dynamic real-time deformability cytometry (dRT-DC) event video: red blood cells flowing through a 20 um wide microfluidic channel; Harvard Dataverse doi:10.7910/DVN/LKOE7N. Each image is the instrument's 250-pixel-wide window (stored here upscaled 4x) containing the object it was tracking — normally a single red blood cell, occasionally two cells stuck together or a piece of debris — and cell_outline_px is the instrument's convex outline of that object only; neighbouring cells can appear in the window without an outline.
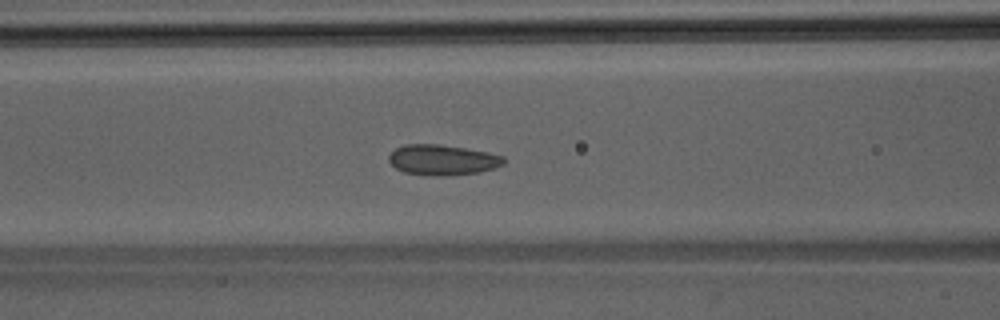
{"species": "Egyptian fruit bat (a non-hibernating species)", "species_latin": "Rousettus aegyptiacus", "temperature_condition": "room temperature", "stored_images_in_passage": 47, "camera_frame_rate_fps": 3000, "um_per_image_px": 0.085, "animal": {"sex": "male"}, "frame": {"image": 1, "passage_image": 20, "time_ms": 6.333, "image_size_px": [1000, 320], "cell_outline_px": [[508, 160], [504, 164], [496, 168], [480, 172], [436, 176], [404, 172], [396, 168], [388, 160], [388, 156], [396, 148], [404, 144], [440, 144], [488, 152], [504, 156]], "centroid_in_image_um": [37.65, 13.58], "position_along_channel_um": 128.9, "area_um2": 20.4}}
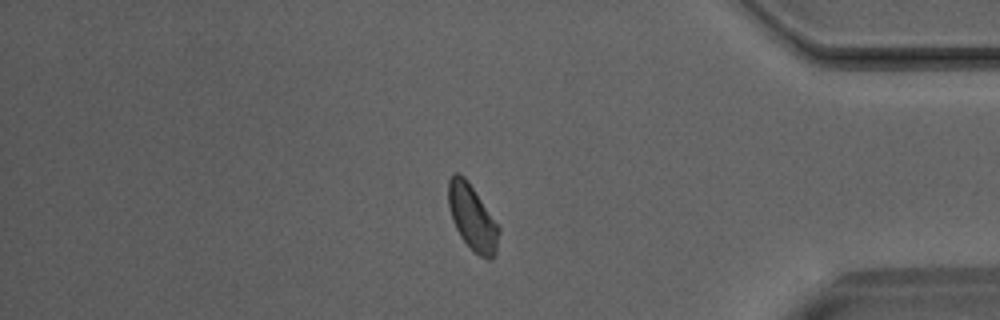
{"frame": {"image": 2, "passage_image": 40, "time_ms": 13.0, "image_size_px": [1000, 320], "cell_outline_px": [[500, 232], [496, 252], [492, 260], [488, 260], [480, 256], [460, 236], [452, 220], [448, 204], [448, 180], [452, 172], [456, 172], [464, 176], [468, 180], [500, 228]], "centroid_in_image_um": [40.14, 18.46], "position_along_channel_um": 395.1, "area_um2": 19.25}}
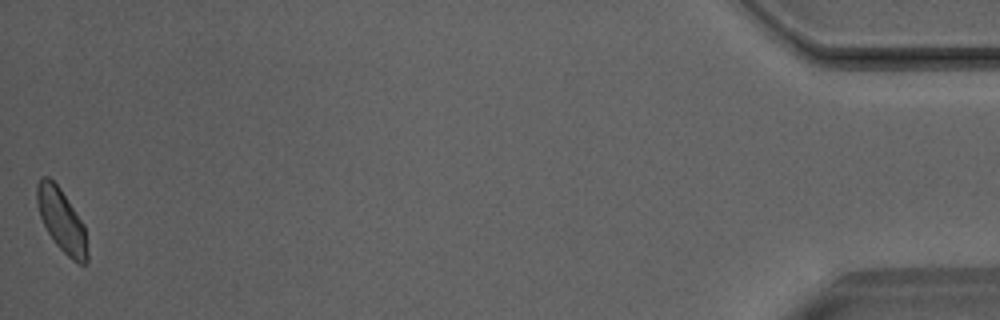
{"frame": {"image": 3, "passage_image": 47, "time_ms": 15.333, "image_size_px": [1000, 320], "cell_outline_px": [[88, 260], [84, 264], [80, 264], [72, 260], [56, 244], [48, 232], [40, 216], [36, 204], [36, 184], [40, 176], [48, 176], [60, 188], [84, 224], [88, 252]], "centroid_in_image_um": [5.23, 18.71], "position_along_channel_um": 430.0, "area_um2": 18.5}}